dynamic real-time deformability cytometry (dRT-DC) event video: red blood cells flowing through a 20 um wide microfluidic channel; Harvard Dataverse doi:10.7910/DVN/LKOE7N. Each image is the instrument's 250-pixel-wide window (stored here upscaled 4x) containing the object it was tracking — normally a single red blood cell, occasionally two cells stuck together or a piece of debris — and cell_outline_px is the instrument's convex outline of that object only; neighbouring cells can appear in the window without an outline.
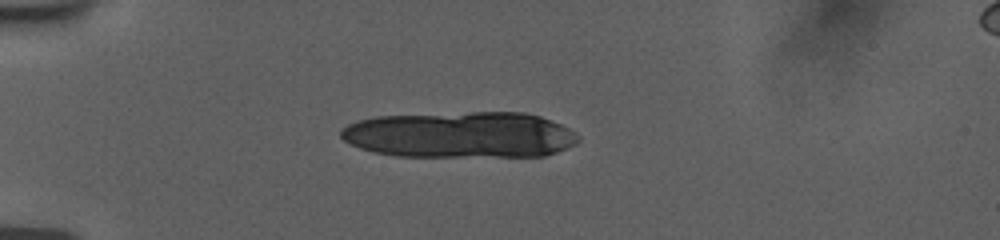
{"species": "human", "species_latin": "Homo sapiens", "temperature_condition": "room temperature", "stored_images_in_passage": 4, "camera_frame_rate_fps": 3000, "um_per_image_px": 0.085, "donor": {"sex": "female"}, "frame": {"image": 1, "passage_image": 1, "time_ms": 0.0, "image_size_px": [1000, 240], "cell_outline_px": [[580, 140], [576, 144], [568, 148], [544, 156], [396, 156], [372, 152], [360, 148], [344, 140], [340, 136], [340, 128], [348, 124], [360, 120], [376, 116], [472, 112], [524, 112], [540, 116], [560, 124], [576, 132], [580, 136]], "centroid_in_image_um": [39.14, 11.46], "position_along_channel_um": 45.9, "area_um2": 64.22}}